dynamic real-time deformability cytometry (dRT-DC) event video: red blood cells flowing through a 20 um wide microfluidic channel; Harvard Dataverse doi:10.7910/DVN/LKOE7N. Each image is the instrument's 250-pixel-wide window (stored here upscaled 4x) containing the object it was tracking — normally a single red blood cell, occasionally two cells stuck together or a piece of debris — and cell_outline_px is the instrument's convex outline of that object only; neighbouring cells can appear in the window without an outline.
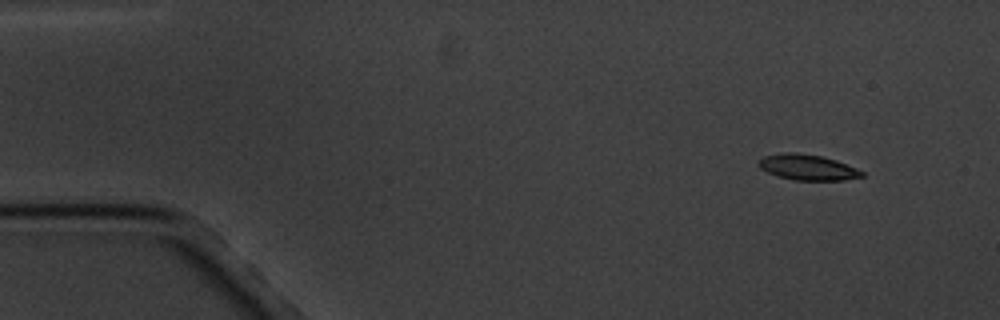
{"species": "common noctule bat (a hibernating species)", "species_latin": "Nyctalus noctula", "temperature_condition": "cold", "stored_images_in_passage": 5, "camera_frame_rate_fps": 3000, "um_per_image_px": 0.085, "animal": {"sex": "male", "body_mass_g": 20.1, "forearm_length_mm": 53.5}, "frame": {"image": 1, "passage_image": 1, "time_ms": 0.0, "image_size_px": [1000, 320], "cell_outline_px": [[864, 176], [844, 180], [796, 180], [780, 176], [768, 172], [760, 168], [756, 164], [756, 160], [764, 156], [784, 152], [796, 152], [820, 156], [836, 160], [856, 168], [864, 172]], "centroid_in_image_um": [68.61, 14.21], "position_along_channel_um": 16.4, "area_um2": 15.37}}
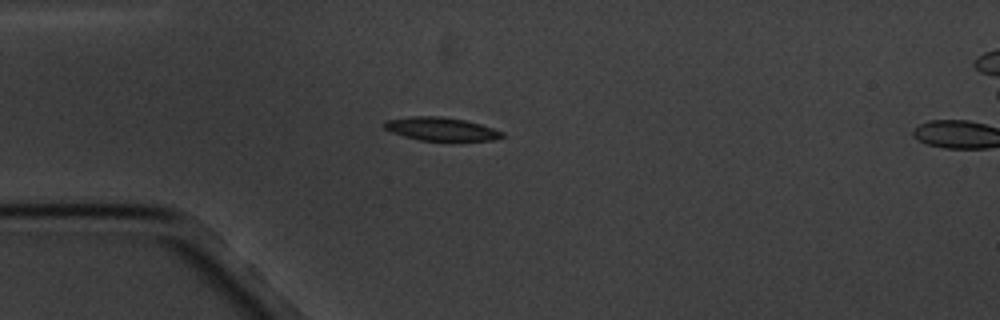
{"frame": {"image": 2, "passage_image": 4, "time_ms": 3.333, "image_size_px": [1000, 320], "cell_outline_px": [[504, 136], [492, 140], [420, 140], [404, 136], [392, 132], [384, 128], [384, 120], [412, 116], [440, 116], [464, 120], [480, 124], [504, 132]], "centroid_in_image_um": [37.46, 10.95], "position_along_channel_um": 47.5, "area_um2": 15.78}}